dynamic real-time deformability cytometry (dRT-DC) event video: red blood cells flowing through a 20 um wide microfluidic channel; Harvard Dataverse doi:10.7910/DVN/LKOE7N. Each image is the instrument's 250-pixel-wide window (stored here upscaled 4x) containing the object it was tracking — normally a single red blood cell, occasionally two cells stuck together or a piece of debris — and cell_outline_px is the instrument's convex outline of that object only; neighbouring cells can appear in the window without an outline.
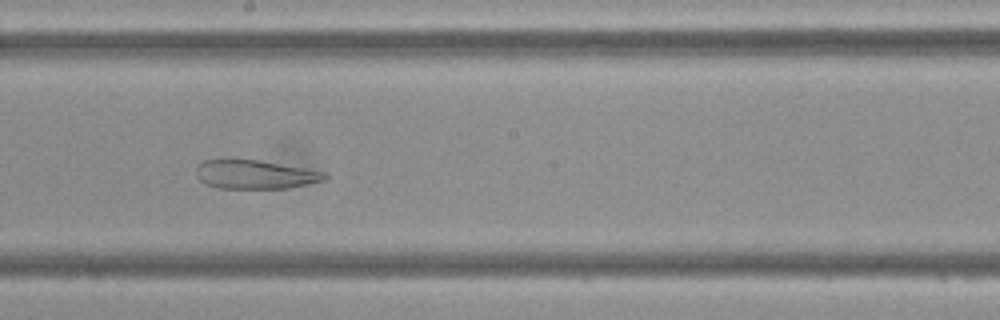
{"species": "Egyptian fruit bat (a non-hibernating species)", "species_latin": "Rousettus aegyptiacus", "temperature_condition": "cold", "stored_images_in_passage": 48, "camera_frame_rate_fps": 3000, "um_per_image_px": 0.085, "frame": {"image": 1, "passage_image": 27, "time_ms": 8.667, "image_size_px": [1000, 320], "cell_outline_px": [[328, 176], [324, 180], [288, 188], [220, 188], [208, 184], [200, 180], [196, 176], [196, 168], [204, 160], [228, 156], [256, 160], [304, 168], [324, 172]], "centroid_in_image_um": [21.6, 14.79], "position_along_channel_um": 226.6, "area_um2": 21.85}}
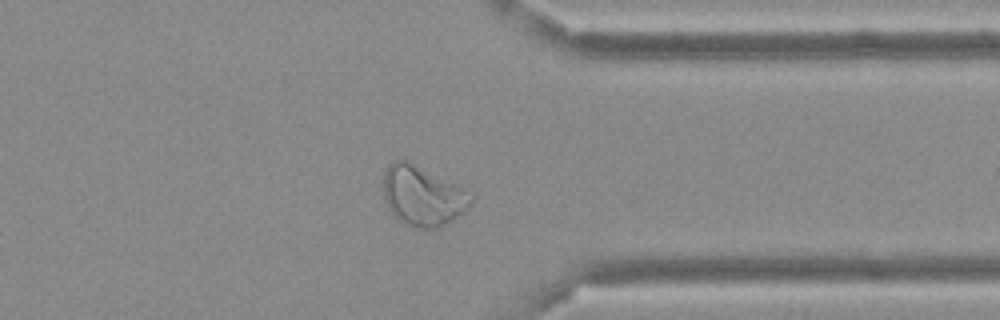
{"frame": {"image": 2, "passage_image": 38, "time_ms": 12.333, "image_size_px": [1000, 320], "cell_outline_px": [[476, 196], [472, 204], [464, 212], [452, 220], [436, 228], [416, 228], [400, 220], [388, 208], [384, 200], [384, 172], [388, 164], [392, 160], [408, 160], [464, 188]], "centroid_in_image_um": [35.95, 16.63], "position_along_channel_um": 375.5, "area_um2": 30.63}}
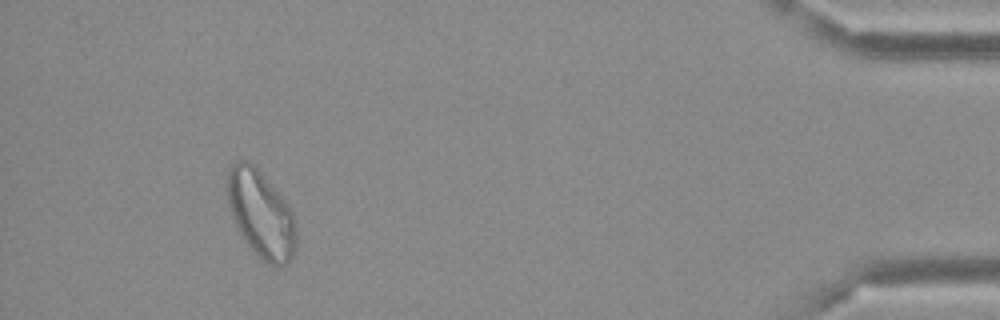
{"frame": {"image": 3, "passage_image": 45, "time_ms": 14.667, "image_size_px": [1000, 320], "cell_outline_px": [[296, 248], [292, 260], [288, 264], [276, 268], [268, 264], [248, 244], [240, 232], [232, 216], [228, 204], [228, 168], [236, 160], [248, 160], [260, 172], [284, 200], [292, 212], [296, 224]], "centroid_in_image_um": [22.21, 18.23], "position_along_channel_um": 413.0, "area_um2": 34.62}}